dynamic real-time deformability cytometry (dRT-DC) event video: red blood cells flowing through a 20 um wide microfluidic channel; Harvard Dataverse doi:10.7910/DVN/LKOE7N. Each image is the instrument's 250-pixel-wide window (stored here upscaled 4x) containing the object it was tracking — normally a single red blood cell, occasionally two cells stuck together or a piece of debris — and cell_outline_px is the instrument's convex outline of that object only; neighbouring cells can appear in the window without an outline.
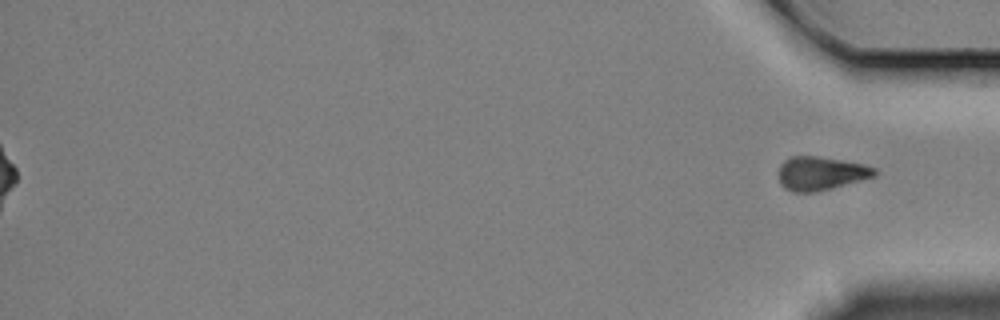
{"species": "Egyptian fruit bat (a non-hibernating species)", "species_latin": "Rousettus aegyptiacus", "temperature_condition": "cold", "stored_images_in_passage": 60, "segment_of_instrument_passage": [2, 2], "camera_frame_rate_fps": 3000, "um_per_image_px": 0.085, "animal": {"sex": "female"}, "frame": {"image": 1, "passage_image": 60, "time_ms": 19.667, "image_size_px": [1000, 320], "cell_outline_px": [[876, 176], [832, 188], [812, 192], [792, 192], [784, 188], [780, 184], [776, 172], [780, 164], [784, 160], [792, 156], [816, 156], [864, 164], [876, 168]], "centroid_in_image_um": [69.71, 14.74], "position_along_channel_um": 365.5, "area_um2": 18.96}}